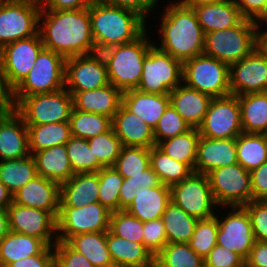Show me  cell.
<instances>
[{
    "label": "cell",
    "instance_id": "6da1fadb",
    "mask_svg": "<svg viewBox=\"0 0 267 267\" xmlns=\"http://www.w3.org/2000/svg\"><path fill=\"white\" fill-rule=\"evenodd\" d=\"M38 33L44 48L65 59L95 53L89 9H41Z\"/></svg>",
    "mask_w": 267,
    "mask_h": 267
},
{
    "label": "cell",
    "instance_id": "7a4b0ae2",
    "mask_svg": "<svg viewBox=\"0 0 267 267\" xmlns=\"http://www.w3.org/2000/svg\"><path fill=\"white\" fill-rule=\"evenodd\" d=\"M167 3L163 7L164 13H161L157 31L160 43L154 45L182 63L203 54L205 34L195 10L172 4L171 1Z\"/></svg>",
    "mask_w": 267,
    "mask_h": 267
},
{
    "label": "cell",
    "instance_id": "3957f363",
    "mask_svg": "<svg viewBox=\"0 0 267 267\" xmlns=\"http://www.w3.org/2000/svg\"><path fill=\"white\" fill-rule=\"evenodd\" d=\"M96 52L135 41L147 22L132 10L94 0L88 7Z\"/></svg>",
    "mask_w": 267,
    "mask_h": 267
},
{
    "label": "cell",
    "instance_id": "277c9868",
    "mask_svg": "<svg viewBox=\"0 0 267 267\" xmlns=\"http://www.w3.org/2000/svg\"><path fill=\"white\" fill-rule=\"evenodd\" d=\"M147 30L135 41L117 45L101 51L105 61L109 82L122 93L137 88L144 58L154 42L149 40Z\"/></svg>",
    "mask_w": 267,
    "mask_h": 267
},
{
    "label": "cell",
    "instance_id": "5b68a950",
    "mask_svg": "<svg viewBox=\"0 0 267 267\" xmlns=\"http://www.w3.org/2000/svg\"><path fill=\"white\" fill-rule=\"evenodd\" d=\"M260 27L244 19L239 25L205 34L203 54L228 65L250 55L259 46Z\"/></svg>",
    "mask_w": 267,
    "mask_h": 267
},
{
    "label": "cell",
    "instance_id": "8992f818",
    "mask_svg": "<svg viewBox=\"0 0 267 267\" xmlns=\"http://www.w3.org/2000/svg\"><path fill=\"white\" fill-rule=\"evenodd\" d=\"M14 110L25 125H42L69 121L73 96L64 87L54 92L31 96H13Z\"/></svg>",
    "mask_w": 267,
    "mask_h": 267
},
{
    "label": "cell",
    "instance_id": "52a82bcc",
    "mask_svg": "<svg viewBox=\"0 0 267 267\" xmlns=\"http://www.w3.org/2000/svg\"><path fill=\"white\" fill-rule=\"evenodd\" d=\"M182 83L212 98L230 94L229 65L205 54L183 62Z\"/></svg>",
    "mask_w": 267,
    "mask_h": 267
},
{
    "label": "cell",
    "instance_id": "ba28073f",
    "mask_svg": "<svg viewBox=\"0 0 267 267\" xmlns=\"http://www.w3.org/2000/svg\"><path fill=\"white\" fill-rule=\"evenodd\" d=\"M65 61L58 53L43 48L30 72L13 89V96H31L64 88Z\"/></svg>",
    "mask_w": 267,
    "mask_h": 267
},
{
    "label": "cell",
    "instance_id": "9c48e42d",
    "mask_svg": "<svg viewBox=\"0 0 267 267\" xmlns=\"http://www.w3.org/2000/svg\"><path fill=\"white\" fill-rule=\"evenodd\" d=\"M41 2L5 0L0 4V49L38 34Z\"/></svg>",
    "mask_w": 267,
    "mask_h": 267
},
{
    "label": "cell",
    "instance_id": "30bf717a",
    "mask_svg": "<svg viewBox=\"0 0 267 267\" xmlns=\"http://www.w3.org/2000/svg\"><path fill=\"white\" fill-rule=\"evenodd\" d=\"M183 63L153 45L144 58L137 90L169 94L182 83Z\"/></svg>",
    "mask_w": 267,
    "mask_h": 267
},
{
    "label": "cell",
    "instance_id": "8fae6325",
    "mask_svg": "<svg viewBox=\"0 0 267 267\" xmlns=\"http://www.w3.org/2000/svg\"><path fill=\"white\" fill-rule=\"evenodd\" d=\"M207 176L219 208L244 206L253 200L250 172L239 163L216 168Z\"/></svg>",
    "mask_w": 267,
    "mask_h": 267
},
{
    "label": "cell",
    "instance_id": "7c38bea8",
    "mask_svg": "<svg viewBox=\"0 0 267 267\" xmlns=\"http://www.w3.org/2000/svg\"><path fill=\"white\" fill-rule=\"evenodd\" d=\"M170 199L199 220L212 218L217 211L218 205L206 174L193 172L188 178L171 185Z\"/></svg>",
    "mask_w": 267,
    "mask_h": 267
},
{
    "label": "cell",
    "instance_id": "4fadbf2b",
    "mask_svg": "<svg viewBox=\"0 0 267 267\" xmlns=\"http://www.w3.org/2000/svg\"><path fill=\"white\" fill-rule=\"evenodd\" d=\"M111 212L100 202L80 208L59 207L57 216V240L66 242L70 237L90 232L109 230Z\"/></svg>",
    "mask_w": 267,
    "mask_h": 267
},
{
    "label": "cell",
    "instance_id": "5bb4252c",
    "mask_svg": "<svg viewBox=\"0 0 267 267\" xmlns=\"http://www.w3.org/2000/svg\"><path fill=\"white\" fill-rule=\"evenodd\" d=\"M201 136L211 139L236 138L242 132L238 97L229 94L213 98L198 127Z\"/></svg>",
    "mask_w": 267,
    "mask_h": 267
},
{
    "label": "cell",
    "instance_id": "9a60e30c",
    "mask_svg": "<svg viewBox=\"0 0 267 267\" xmlns=\"http://www.w3.org/2000/svg\"><path fill=\"white\" fill-rule=\"evenodd\" d=\"M224 208L228 211L225 218L223 214L220 217L219 210L215 215L218 221L217 244L239 254L245 260L256 242L250 216L243 206L222 207Z\"/></svg>",
    "mask_w": 267,
    "mask_h": 267
},
{
    "label": "cell",
    "instance_id": "2e32d148",
    "mask_svg": "<svg viewBox=\"0 0 267 267\" xmlns=\"http://www.w3.org/2000/svg\"><path fill=\"white\" fill-rule=\"evenodd\" d=\"M110 84L105 61L100 52L67 58L65 88L76 92L93 90Z\"/></svg>",
    "mask_w": 267,
    "mask_h": 267
},
{
    "label": "cell",
    "instance_id": "e0dca14e",
    "mask_svg": "<svg viewBox=\"0 0 267 267\" xmlns=\"http://www.w3.org/2000/svg\"><path fill=\"white\" fill-rule=\"evenodd\" d=\"M229 87L236 96L267 92V54L260 46L229 65Z\"/></svg>",
    "mask_w": 267,
    "mask_h": 267
},
{
    "label": "cell",
    "instance_id": "ac0fdd59",
    "mask_svg": "<svg viewBox=\"0 0 267 267\" xmlns=\"http://www.w3.org/2000/svg\"><path fill=\"white\" fill-rule=\"evenodd\" d=\"M7 211L10 231L39 238L47 246H54L58 241L57 218L51 212L13 202Z\"/></svg>",
    "mask_w": 267,
    "mask_h": 267
},
{
    "label": "cell",
    "instance_id": "d6986e66",
    "mask_svg": "<svg viewBox=\"0 0 267 267\" xmlns=\"http://www.w3.org/2000/svg\"><path fill=\"white\" fill-rule=\"evenodd\" d=\"M44 48L37 35L9 43L0 49V58L8 85L14 89L34 66L40 51Z\"/></svg>",
    "mask_w": 267,
    "mask_h": 267
},
{
    "label": "cell",
    "instance_id": "ffe728a7",
    "mask_svg": "<svg viewBox=\"0 0 267 267\" xmlns=\"http://www.w3.org/2000/svg\"><path fill=\"white\" fill-rule=\"evenodd\" d=\"M30 155L28 127L15 111H5L0 117V161Z\"/></svg>",
    "mask_w": 267,
    "mask_h": 267
},
{
    "label": "cell",
    "instance_id": "44dd1931",
    "mask_svg": "<svg viewBox=\"0 0 267 267\" xmlns=\"http://www.w3.org/2000/svg\"><path fill=\"white\" fill-rule=\"evenodd\" d=\"M13 203L51 212L57 218L60 206V184L37 176L13 194Z\"/></svg>",
    "mask_w": 267,
    "mask_h": 267
},
{
    "label": "cell",
    "instance_id": "7402d4cb",
    "mask_svg": "<svg viewBox=\"0 0 267 267\" xmlns=\"http://www.w3.org/2000/svg\"><path fill=\"white\" fill-rule=\"evenodd\" d=\"M238 163L236 138L211 139L200 136L194 172L208 174L210 171Z\"/></svg>",
    "mask_w": 267,
    "mask_h": 267
},
{
    "label": "cell",
    "instance_id": "603a6c76",
    "mask_svg": "<svg viewBox=\"0 0 267 267\" xmlns=\"http://www.w3.org/2000/svg\"><path fill=\"white\" fill-rule=\"evenodd\" d=\"M112 128L122 146L151 148L156 145L154 129L122 104L112 118Z\"/></svg>",
    "mask_w": 267,
    "mask_h": 267
},
{
    "label": "cell",
    "instance_id": "cb8c5ba5",
    "mask_svg": "<svg viewBox=\"0 0 267 267\" xmlns=\"http://www.w3.org/2000/svg\"><path fill=\"white\" fill-rule=\"evenodd\" d=\"M169 98L171 106L191 128L200 126L213 99L211 96L190 88L184 83L170 91Z\"/></svg>",
    "mask_w": 267,
    "mask_h": 267
},
{
    "label": "cell",
    "instance_id": "d4e9b609",
    "mask_svg": "<svg viewBox=\"0 0 267 267\" xmlns=\"http://www.w3.org/2000/svg\"><path fill=\"white\" fill-rule=\"evenodd\" d=\"M198 22L204 34L233 28L245 18L242 16L236 1L217 0L194 8Z\"/></svg>",
    "mask_w": 267,
    "mask_h": 267
},
{
    "label": "cell",
    "instance_id": "484cf974",
    "mask_svg": "<svg viewBox=\"0 0 267 267\" xmlns=\"http://www.w3.org/2000/svg\"><path fill=\"white\" fill-rule=\"evenodd\" d=\"M99 202V178L97 172L75 173L60 185V206L77 207Z\"/></svg>",
    "mask_w": 267,
    "mask_h": 267
},
{
    "label": "cell",
    "instance_id": "4316f807",
    "mask_svg": "<svg viewBox=\"0 0 267 267\" xmlns=\"http://www.w3.org/2000/svg\"><path fill=\"white\" fill-rule=\"evenodd\" d=\"M169 104V94L145 93L137 89L122 94V105L153 129L158 125Z\"/></svg>",
    "mask_w": 267,
    "mask_h": 267
},
{
    "label": "cell",
    "instance_id": "83f0119b",
    "mask_svg": "<svg viewBox=\"0 0 267 267\" xmlns=\"http://www.w3.org/2000/svg\"><path fill=\"white\" fill-rule=\"evenodd\" d=\"M122 92L111 83L93 90L73 95L75 110L91 112L113 118L122 104Z\"/></svg>",
    "mask_w": 267,
    "mask_h": 267
},
{
    "label": "cell",
    "instance_id": "f1b7e54d",
    "mask_svg": "<svg viewBox=\"0 0 267 267\" xmlns=\"http://www.w3.org/2000/svg\"><path fill=\"white\" fill-rule=\"evenodd\" d=\"M170 199V186L161 184L152 188H139L130 205L125 209L142 222L161 218Z\"/></svg>",
    "mask_w": 267,
    "mask_h": 267
},
{
    "label": "cell",
    "instance_id": "f546056e",
    "mask_svg": "<svg viewBox=\"0 0 267 267\" xmlns=\"http://www.w3.org/2000/svg\"><path fill=\"white\" fill-rule=\"evenodd\" d=\"M106 243L115 267H150L154 256L142 243L106 231Z\"/></svg>",
    "mask_w": 267,
    "mask_h": 267
},
{
    "label": "cell",
    "instance_id": "4dcf8cb0",
    "mask_svg": "<svg viewBox=\"0 0 267 267\" xmlns=\"http://www.w3.org/2000/svg\"><path fill=\"white\" fill-rule=\"evenodd\" d=\"M31 155L34 158L38 176L61 185L75 174L71 168L66 145H56Z\"/></svg>",
    "mask_w": 267,
    "mask_h": 267
},
{
    "label": "cell",
    "instance_id": "1f68e13d",
    "mask_svg": "<svg viewBox=\"0 0 267 267\" xmlns=\"http://www.w3.org/2000/svg\"><path fill=\"white\" fill-rule=\"evenodd\" d=\"M237 97L243 132L263 134L267 130V92Z\"/></svg>",
    "mask_w": 267,
    "mask_h": 267
},
{
    "label": "cell",
    "instance_id": "d6a6232c",
    "mask_svg": "<svg viewBox=\"0 0 267 267\" xmlns=\"http://www.w3.org/2000/svg\"><path fill=\"white\" fill-rule=\"evenodd\" d=\"M47 245L39 238L9 231L0 241V260L3 267L17 260L40 254Z\"/></svg>",
    "mask_w": 267,
    "mask_h": 267
},
{
    "label": "cell",
    "instance_id": "836d02e7",
    "mask_svg": "<svg viewBox=\"0 0 267 267\" xmlns=\"http://www.w3.org/2000/svg\"><path fill=\"white\" fill-rule=\"evenodd\" d=\"M66 243L83 254L94 267H115L108 251L106 231L74 235Z\"/></svg>",
    "mask_w": 267,
    "mask_h": 267
},
{
    "label": "cell",
    "instance_id": "e575fe53",
    "mask_svg": "<svg viewBox=\"0 0 267 267\" xmlns=\"http://www.w3.org/2000/svg\"><path fill=\"white\" fill-rule=\"evenodd\" d=\"M168 243H188L199 219L170 201L161 217Z\"/></svg>",
    "mask_w": 267,
    "mask_h": 267
},
{
    "label": "cell",
    "instance_id": "d590c367",
    "mask_svg": "<svg viewBox=\"0 0 267 267\" xmlns=\"http://www.w3.org/2000/svg\"><path fill=\"white\" fill-rule=\"evenodd\" d=\"M26 126L30 154L56 145H65L72 136L69 121Z\"/></svg>",
    "mask_w": 267,
    "mask_h": 267
},
{
    "label": "cell",
    "instance_id": "8d00e7d4",
    "mask_svg": "<svg viewBox=\"0 0 267 267\" xmlns=\"http://www.w3.org/2000/svg\"><path fill=\"white\" fill-rule=\"evenodd\" d=\"M200 136L198 128H190L185 133L159 142L156 146L169 157L187 164L194 171Z\"/></svg>",
    "mask_w": 267,
    "mask_h": 267
},
{
    "label": "cell",
    "instance_id": "74e56055",
    "mask_svg": "<svg viewBox=\"0 0 267 267\" xmlns=\"http://www.w3.org/2000/svg\"><path fill=\"white\" fill-rule=\"evenodd\" d=\"M238 163L247 171L267 161V141L264 134L244 133L236 137Z\"/></svg>",
    "mask_w": 267,
    "mask_h": 267
},
{
    "label": "cell",
    "instance_id": "f35d334b",
    "mask_svg": "<svg viewBox=\"0 0 267 267\" xmlns=\"http://www.w3.org/2000/svg\"><path fill=\"white\" fill-rule=\"evenodd\" d=\"M37 176L35 161L31 154L19 159L0 161V182L12 194Z\"/></svg>",
    "mask_w": 267,
    "mask_h": 267
},
{
    "label": "cell",
    "instance_id": "ab89813d",
    "mask_svg": "<svg viewBox=\"0 0 267 267\" xmlns=\"http://www.w3.org/2000/svg\"><path fill=\"white\" fill-rule=\"evenodd\" d=\"M150 167L167 186L181 182L194 172L187 164L169 157L156 145L150 148Z\"/></svg>",
    "mask_w": 267,
    "mask_h": 267
},
{
    "label": "cell",
    "instance_id": "60d3db41",
    "mask_svg": "<svg viewBox=\"0 0 267 267\" xmlns=\"http://www.w3.org/2000/svg\"><path fill=\"white\" fill-rule=\"evenodd\" d=\"M69 124L72 136L89 139L109 131L112 128V119L104 115L78 111L73 108Z\"/></svg>",
    "mask_w": 267,
    "mask_h": 267
},
{
    "label": "cell",
    "instance_id": "b9f144b4",
    "mask_svg": "<svg viewBox=\"0 0 267 267\" xmlns=\"http://www.w3.org/2000/svg\"><path fill=\"white\" fill-rule=\"evenodd\" d=\"M113 167L124 179L142 175L150 167V148L122 146Z\"/></svg>",
    "mask_w": 267,
    "mask_h": 267
},
{
    "label": "cell",
    "instance_id": "7bdbcfd3",
    "mask_svg": "<svg viewBox=\"0 0 267 267\" xmlns=\"http://www.w3.org/2000/svg\"><path fill=\"white\" fill-rule=\"evenodd\" d=\"M65 145L74 173L98 172L103 168L90 149L87 139L71 136Z\"/></svg>",
    "mask_w": 267,
    "mask_h": 267
},
{
    "label": "cell",
    "instance_id": "ee69618b",
    "mask_svg": "<svg viewBox=\"0 0 267 267\" xmlns=\"http://www.w3.org/2000/svg\"><path fill=\"white\" fill-rule=\"evenodd\" d=\"M155 258L165 267H205L188 243H167Z\"/></svg>",
    "mask_w": 267,
    "mask_h": 267
},
{
    "label": "cell",
    "instance_id": "f6af8a7d",
    "mask_svg": "<svg viewBox=\"0 0 267 267\" xmlns=\"http://www.w3.org/2000/svg\"><path fill=\"white\" fill-rule=\"evenodd\" d=\"M99 202L110 212L120 211V188L124 178L114 167H103L98 172Z\"/></svg>",
    "mask_w": 267,
    "mask_h": 267
},
{
    "label": "cell",
    "instance_id": "bcb514c9",
    "mask_svg": "<svg viewBox=\"0 0 267 267\" xmlns=\"http://www.w3.org/2000/svg\"><path fill=\"white\" fill-rule=\"evenodd\" d=\"M87 140L98 162L103 167H113L122 148L121 140L115 135L113 128Z\"/></svg>",
    "mask_w": 267,
    "mask_h": 267
},
{
    "label": "cell",
    "instance_id": "7dc6e473",
    "mask_svg": "<svg viewBox=\"0 0 267 267\" xmlns=\"http://www.w3.org/2000/svg\"><path fill=\"white\" fill-rule=\"evenodd\" d=\"M109 231L128 241L143 244V222L125 210L111 212Z\"/></svg>",
    "mask_w": 267,
    "mask_h": 267
},
{
    "label": "cell",
    "instance_id": "c3c4849f",
    "mask_svg": "<svg viewBox=\"0 0 267 267\" xmlns=\"http://www.w3.org/2000/svg\"><path fill=\"white\" fill-rule=\"evenodd\" d=\"M218 221L214 216L198 220L194 233L189 240V246L203 259L217 245Z\"/></svg>",
    "mask_w": 267,
    "mask_h": 267
},
{
    "label": "cell",
    "instance_id": "681fc988",
    "mask_svg": "<svg viewBox=\"0 0 267 267\" xmlns=\"http://www.w3.org/2000/svg\"><path fill=\"white\" fill-rule=\"evenodd\" d=\"M190 128L182 116L169 104L154 129L155 143L157 145L165 139L185 133Z\"/></svg>",
    "mask_w": 267,
    "mask_h": 267
},
{
    "label": "cell",
    "instance_id": "f907efd6",
    "mask_svg": "<svg viewBox=\"0 0 267 267\" xmlns=\"http://www.w3.org/2000/svg\"><path fill=\"white\" fill-rule=\"evenodd\" d=\"M143 244L155 257L168 243L161 218L143 222Z\"/></svg>",
    "mask_w": 267,
    "mask_h": 267
},
{
    "label": "cell",
    "instance_id": "816d5d0a",
    "mask_svg": "<svg viewBox=\"0 0 267 267\" xmlns=\"http://www.w3.org/2000/svg\"><path fill=\"white\" fill-rule=\"evenodd\" d=\"M243 207L250 216L255 240L267 242V200H252Z\"/></svg>",
    "mask_w": 267,
    "mask_h": 267
},
{
    "label": "cell",
    "instance_id": "f5cc1de1",
    "mask_svg": "<svg viewBox=\"0 0 267 267\" xmlns=\"http://www.w3.org/2000/svg\"><path fill=\"white\" fill-rule=\"evenodd\" d=\"M53 249L55 267H94L83 254L72 249L66 242L57 241Z\"/></svg>",
    "mask_w": 267,
    "mask_h": 267
},
{
    "label": "cell",
    "instance_id": "db71d44e",
    "mask_svg": "<svg viewBox=\"0 0 267 267\" xmlns=\"http://www.w3.org/2000/svg\"><path fill=\"white\" fill-rule=\"evenodd\" d=\"M205 267H245V260L237 253L216 245L204 259Z\"/></svg>",
    "mask_w": 267,
    "mask_h": 267
},
{
    "label": "cell",
    "instance_id": "11a10c76",
    "mask_svg": "<svg viewBox=\"0 0 267 267\" xmlns=\"http://www.w3.org/2000/svg\"><path fill=\"white\" fill-rule=\"evenodd\" d=\"M7 267H55L53 246H47L40 254L17 260Z\"/></svg>",
    "mask_w": 267,
    "mask_h": 267
},
{
    "label": "cell",
    "instance_id": "9f6ffc18",
    "mask_svg": "<svg viewBox=\"0 0 267 267\" xmlns=\"http://www.w3.org/2000/svg\"><path fill=\"white\" fill-rule=\"evenodd\" d=\"M114 6L129 9L141 16L147 23L149 13L156 8L160 0H103ZM151 11V12H150Z\"/></svg>",
    "mask_w": 267,
    "mask_h": 267
},
{
    "label": "cell",
    "instance_id": "6f0895ef",
    "mask_svg": "<svg viewBox=\"0 0 267 267\" xmlns=\"http://www.w3.org/2000/svg\"><path fill=\"white\" fill-rule=\"evenodd\" d=\"M253 200H267V161L250 172Z\"/></svg>",
    "mask_w": 267,
    "mask_h": 267
},
{
    "label": "cell",
    "instance_id": "680465c9",
    "mask_svg": "<svg viewBox=\"0 0 267 267\" xmlns=\"http://www.w3.org/2000/svg\"><path fill=\"white\" fill-rule=\"evenodd\" d=\"M94 0H41L42 9L79 10L87 8Z\"/></svg>",
    "mask_w": 267,
    "mask_h": 267
},
{
    "label": "cell",
    "instance_id": "91938a15",
    "mask_svg": "<svg viewBox=\"0 0 267 267\" xmlns=\"http://www.w3.org/2000/svg\"><path fill=\"white\" fill-rule=\"evenodd\" d=\"M245 264L249 267H267V242L256 241Z\"/></svg>",
    "mask_w": 267,
    "mask_h": 267
},
{
    "label": "cell",
    "instance_id": "94428289",
    "mask_svg": "<svg viewBox=\"0 0 267 267\" xmlns=\"http://www.w3.org/2000/svg\"><path fill=\"white\" fill-rule=\"evenodd\" d=\"M266 0H237L236 4L245 19L254 21L264 9Z\"/></svg>",
    "mask_w": 267,
    "mask_h": 267
},
{
    "label": "cell",
    "instance_id": "6125c7cd",
    "mask_svg": "<svg viewBox=\"0 0 267 267\" xmlns=\"http://www.w3.org/2000/svg\"><path fill=\"white\" fill-rule=\"evenodd\" d=\"M0 106L5 111H11L14 110L15 108V103L13 100V89L8 85L6 81L1 58H0Z\"/></svg>",
    "mask_w": 267,
    "mask_h": 267
},
{
    "label": "cell",
    "instance_id": "be15d7a7",
    "mask_svg": "<svg viewBox=\"0 0 267 267\" xmlns=\"http://www.w3.org/2000/svg\"><path fill=\"white\" fill-rule=\"evenodd\" d=\"M128 183H135L143 189L152 188L162 184L159 176L151 167L142 172V175L130 176V178H128Z\"/></svg>",
    "mask_w": 267,
    "mask_h": 267
},
{
    "label": "cell",
    "instance_id": "e7e4bbea",
    "mask_svg": "<svg viewBox=\"0 0 267 267\" xmlns=\"http://www.w3.org/2000/svg\"><path fill=\"white\" fill-rule=\"evenodd\" d=\"M140 186L135 183H128V178L124 179L120 188V210H125L139 192Z\"/></svg>",
    "mask_w": 267,
    "mask_h": 267
},
{
    "label": "cell",
    "instance_id": "03108f58",
    "mask_svg": "<svg viewBox=\"0 0 267 267\" xmlns=\"http://www.w3.org/2000/svg\"><path fill=\"white\" fill-rule=\"evenodd\" d=\"M13 202V194L0 182V209H7Z\"/></svg>",
    "mask_w": 267,
    "mask_h": 267
},
{
    "label": "cell",
    "instance_id": "003e7915",
    "mask_svg": "<svg viewBox=\"0 0 267 267\" xmlns=\"http://www.w3.org/2000/svg\"><path fill=\"white\" fill-rule=\"evenodd\" d=\"M10 231L7 209H0V241Z\"/></svg>",
    "mask_w": 267,
    "mask_h": 267
},
{
    "label": "cell",
    "instance_id": "a7ac6f4b",
    "mask_svg": "<svg viewBox=\"0 0 267 267\" xmlns=\"http://www.w3.org/2000/svg\"><path fill=\"white\" fill-rule=\"evenodd\" d=\"M215 1H217V0H175V1H172V3H175L176 5H179L182 7L194 9L195 7H197L199 5L212 3Z\"/></svg>",
    "mask_w": 267,
    "mask_h": 267
},
{
    "label": "cell",
    "instance_id": "89a4df30",
    "mask_svg": "<svg viewBox=\"0 0 267 267\" xmlns=\"http://www.w3.org/2000/svg\"><path fill=\"white\" fill-rule=\"evenodd\" d=\"M266 26L267 25H264V27H260V32H259V46L267 54V30L265 29Z\"/></svg>",
    "mask_w": 267,
    "mask_h": 267
},
{
    "label": "cell",
    "instance_id": "2644e50d",
    "mask_svg": "<svg viewBox=\"0 0 267 267\" xmlns=\"http://www.w3.org/2000/svg\"><path fill=\"white\" fill-rule=\"evenodd\" d=\"M254 22L260 27L267 25V0L264 5L263 12L254 20Z\"/></svg>",
    "mask_w": 267,
    "mask_h": 267
},
{
    "label": "cell",
    "instance_id": "8c879c8a",
    "mask_svg": "<svg viewBox=\"0 0 267 267\" xmlns=\"http://www.w3.org/2000/svg\"><path fill=\"white\" fill-rule=\"evenodd\" d=\"M150 267H165L164 265H162L155 257L153 259V262L151 264Z\"/></svg>",
    "mask_w": 267,
    "mask_h": 267
},
{
    "label": "cell",
    "instance_id": "753ad0ef",
    "mask_svg": "<svg viewBox=\"0 0 267 267\" xmlns=\"http://www.w3.org/2000/svg\"><path fill=\"white\" fill-rule=\"evenodd\" d=\"M5 113V110L0 106V117Z\"/></svg>",
    "mask_w": 267,
    "mask_h": 267
},
{
    "label": "cell",
    "instance_id": "34e18365",
    "mask_svg": "<svg viewBox=\"0 0 267 267\" xmlns=\"http://www.w3.org/2000/svg\"><path fill=\"white\" fill-rule=\"evenodd\" d=\"M267 141V130L263 133Z\"/></svg>",
    "mask_w": 267,
    "mask_h": 267
},
{
    "label": "cell",
    "instance_id": "11e5206c",
    "mask_svg": "<svg viewBox=\"0 0 267 267\" xmlns=\"http://www.w3.org/2000/svg\"><path fill=\"white\" fill-rule=\"evenodd\" d=\"M31 1H35V2H41V0H31Z\"/></svg>",
    "mask_w": 267,
    "mask_h": 267
}]
</instances>
